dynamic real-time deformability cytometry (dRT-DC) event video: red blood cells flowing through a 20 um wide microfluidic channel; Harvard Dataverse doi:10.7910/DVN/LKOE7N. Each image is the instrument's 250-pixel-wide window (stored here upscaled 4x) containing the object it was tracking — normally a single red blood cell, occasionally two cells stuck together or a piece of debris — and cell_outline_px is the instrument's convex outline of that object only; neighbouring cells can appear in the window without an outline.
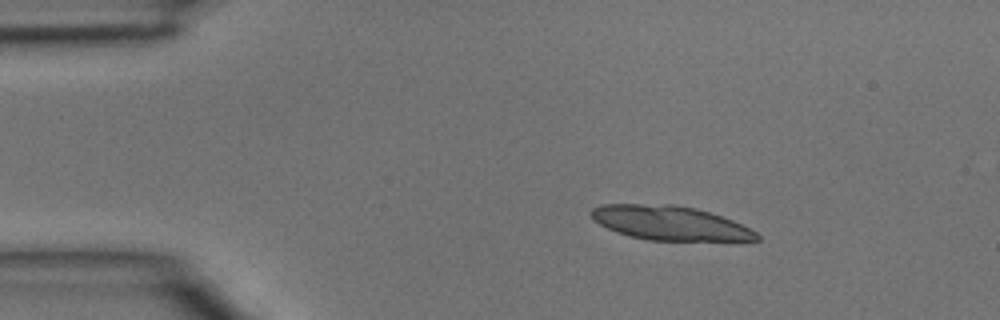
{"species": "common noctule bat (a hibernating species)", "species_latin": "Nyctalus noctula", "temperature_condition": "room temperature", "stored_images_in_passage": 3, "camera_frame_rate_fps": 3000, "um_per_image_px": 0.085, "animal": {"sex": "male", "body_mass_g": 15.6}, "frame": {"image": 1, "passage_image": 1, "time_ms": 0.0, "image_size_px": [1000, 320], "cell_outline_px": [[760, 240], [648, 240], [628, 236], [616, 232], [600, 224], [588, 212], [592, 208], [600, 204], [676, 204], [696, 208], [732, 220], [756, 232], [760, 236]], "centroid_in_image_um": [56.89, 18.94], "position_along_channel_um": 28.1, "area_um2": 32.77}}